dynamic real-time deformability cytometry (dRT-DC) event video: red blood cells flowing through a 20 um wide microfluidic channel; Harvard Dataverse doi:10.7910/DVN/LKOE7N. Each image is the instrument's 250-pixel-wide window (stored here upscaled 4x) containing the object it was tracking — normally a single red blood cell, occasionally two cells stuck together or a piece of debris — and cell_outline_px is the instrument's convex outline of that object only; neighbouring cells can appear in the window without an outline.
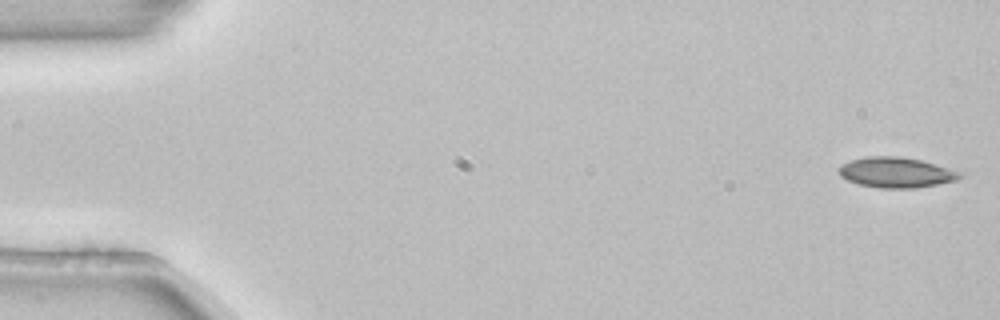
{"species": "common noctule bat (a hibernating species)", "species_latin": "Nyctalus noctula", "temperature_condition": "room temperature", "stored_images_in_passage": 4, "camera_frame_rate_fps": 3000, "um_per_image_px": 0.085, "animal": {"sex": "female", "body_mass_g": 22.7, "forearm_length_mm": 54.2}, "frame": {"image": 1, "passage_image": 1, "time_ms": 0.0, "image_size_px": [1000, 320], "cell_outline_px": [[964, 176], [956, 180], [916, 188], [880, 188], [860, 184], [848, 180], [840, 176], [836, 168], [852, 160], [868, 156], [900, 156], [920, 160], [964, 172]], "centroid_in_image_um": [76.19, 14.66], "position_along_channel_um": 8.8, "area_um2": 21.39}}